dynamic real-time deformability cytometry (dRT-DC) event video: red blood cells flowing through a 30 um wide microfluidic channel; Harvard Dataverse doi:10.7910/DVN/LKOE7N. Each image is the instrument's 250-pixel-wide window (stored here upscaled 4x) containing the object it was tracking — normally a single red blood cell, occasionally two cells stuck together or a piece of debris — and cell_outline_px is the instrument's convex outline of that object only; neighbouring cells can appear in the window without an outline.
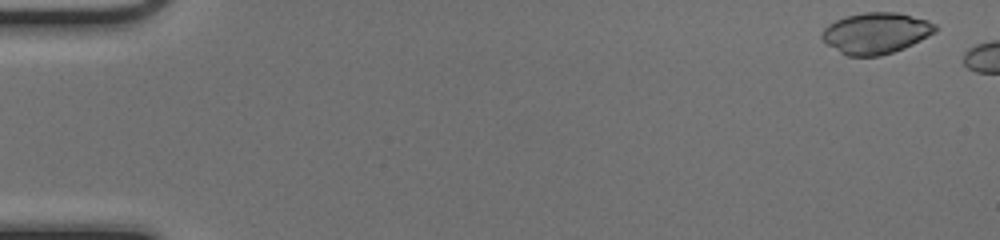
{"species": "common noctule bat (a hibernating species)", "species_latin": "Nyctalus noctula", "temperature_condition": "cold", "stored_images_in_passage": 7, "camera_frame_rate_fps": 3000, "um_per_image_px": 0.085, "animal": {"sex": "female", "body_mass_g": 17.0, "forearm_length_mm": 48.0}, "frame": {"image": 1, "passage_image": 1, "time_ms": 0.0, "image_size_px": [1000, 240], "cell_outline_px": [[936, 32], [904, 48], [880, 56], [848, 56], [840, 52], [828, 44], [820, 36], [824, 28], [828, 24], [836, 20], [848, 16], [864, 12], [896, 12], [928, 20], [936, 24]], "centroid_in_image_um": [74.46, 2.81], "position_along_channel_um": 10.5, "area_um2": 26.93}}